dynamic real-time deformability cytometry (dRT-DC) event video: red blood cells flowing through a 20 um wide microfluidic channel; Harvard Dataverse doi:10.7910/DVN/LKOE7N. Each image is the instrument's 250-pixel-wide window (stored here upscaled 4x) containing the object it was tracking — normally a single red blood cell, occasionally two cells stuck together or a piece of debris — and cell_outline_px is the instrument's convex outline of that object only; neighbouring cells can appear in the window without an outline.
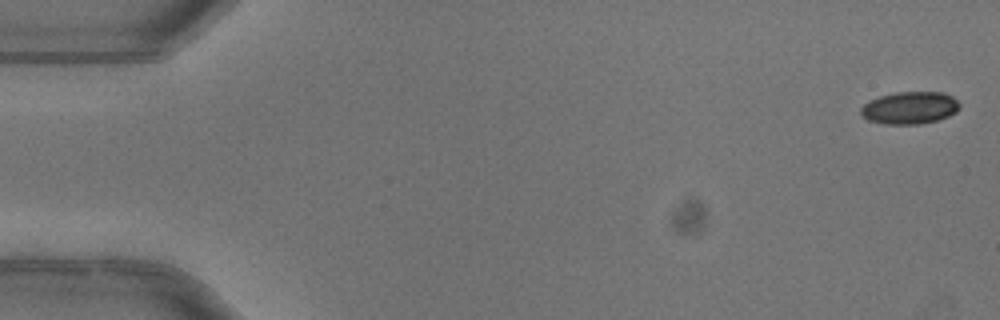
{"species": "common noctule bat (a hibernating species)", "species_latin": "Nyctalus noctula", "temperature_condition": "warm", "stored_images_in_passage": 5, "camera_frame_rate_fps": 3000, "um_per_image_px": 0.085, "animal": {"sex": "female"}, "frame": {"image": 1, "passage_image": 1, "time_ms": 0.0, "image_size_px": [1000, 320], "cell_outline_px": [[960, 108], [956, 112], [948, 116], [936, 120], [920, 124], [884, 124], [868, 120], [860, 112], [860, 108], [864, 104], [880, 96], [896, 92], [944, 92], [952, 96], [960, 104]], "centroid_in_image_um": [77.35, 9.16], "position_along_channel_um": 7.7, "area_um2": 18.55}}
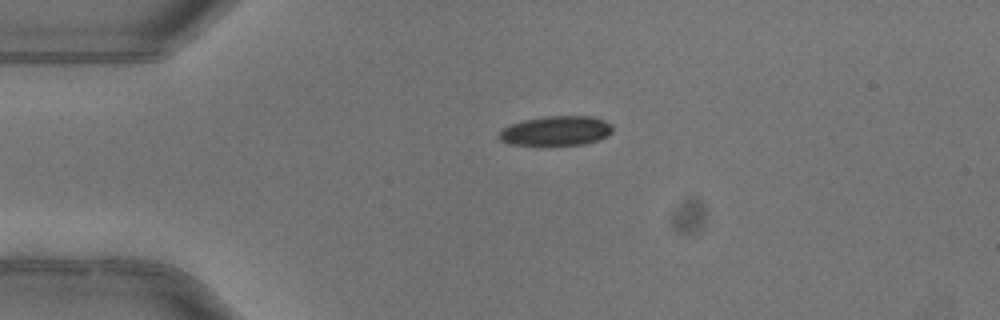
{"frame": {"image": 2, "passage_image": 4, "time_ms": 1.0, "image_size_px": [1000, 320], "cell_outline_px": [[612, 132], [608, 136], [584, 144], [544, 148], [540, 148], [508, 144], [500, 140], [496, 136], [504, 128], [512, 124], [524, 120], [548, 116], [592, 116], [604, 120], [612, 124]], "centroid_in_image_um": [47.23, 11.18], "position_along_channel_um": 37.8, "area_um2": 20.46}}